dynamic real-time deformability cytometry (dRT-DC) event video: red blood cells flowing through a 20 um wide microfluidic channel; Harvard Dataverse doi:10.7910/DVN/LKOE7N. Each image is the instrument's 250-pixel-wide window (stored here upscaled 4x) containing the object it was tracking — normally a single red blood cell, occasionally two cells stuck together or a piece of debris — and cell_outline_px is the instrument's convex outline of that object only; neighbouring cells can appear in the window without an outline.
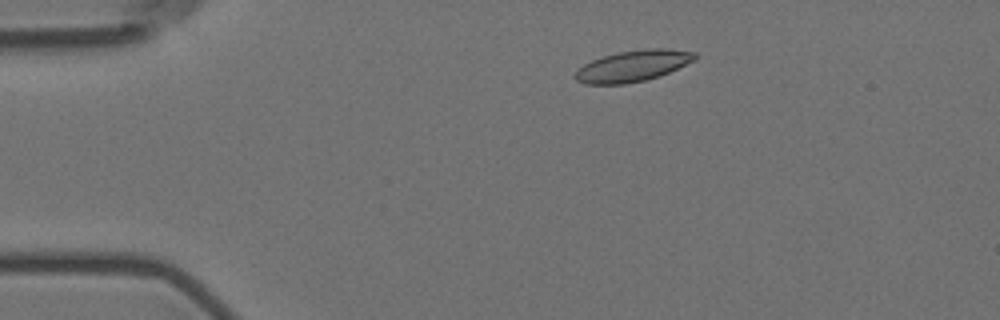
{"species": "Egyptian fruit bat (a non-hibernating species)", "species_latin": "Rousettus aegyptiacus", "temperature_condition": "room temperature", "stored_images_in_passage": 54, "camera_frame_rate_fps": 3000, "um_per_image_px": 0.085, "animal": {"sex": "female"}, "frame": {"image": 1, "passage_image": 8, "time_ms": 2.333, "image_size_px": [1000, 320], "cell_outline_px": [[696, 60], [668, 72], [644, 80], [624, 84], [584, 84], [576, 80], [572, 76], [584, 64], [592, 60], [604, 56], [620, 52], [648, 48], [668, 48], [696, 52]], "centroid_in_image_um": [53.79, 5.6], "position_along_channel_um": 31.2, "area_um2": 21.56}}
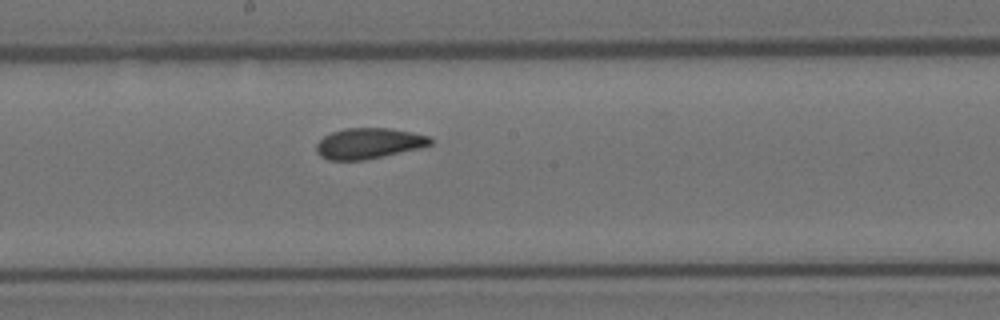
{"frame": {"image": 2, "passage_image": 28, "time_ms": 9.0, "image_size_px": [1000, 320], "cell_outline_px": [[432, 144], [420, 148], [364, 160], [328, 160], [320, 156], [316, 152], [316, 144], [324, 136], [332, 132], [344, 128], [388, 128], [412, 132], [428, 136], [432, 140]], "centroid_in_image_um": [31.32, 12.19], "position_along_channel_um": 216.9, "area_um2": 20.35}}
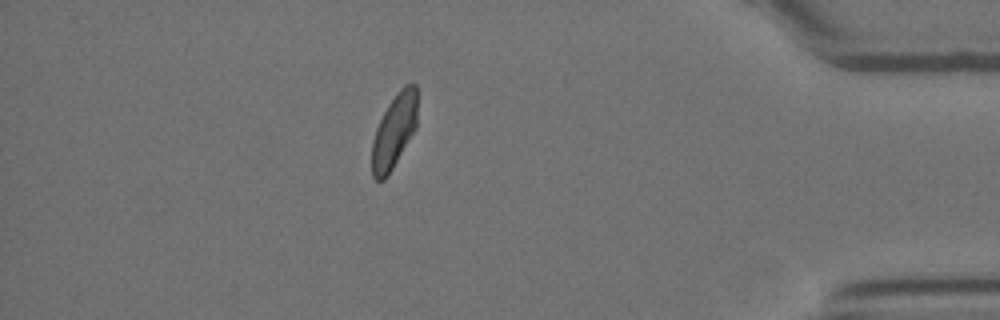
{"frame": {"image": 3, "passage_image": 47, "time_ms": 15.333, "image_size_px": [1000, 320], "cell_outline_px": [[416, 128], [388, 176], [384, 180], [376, 180], [372, 176], [372, 140], [376, 128], [388, 104], [396, 92], [404, 84], [416, 84]], "centroid_in_image_um": [33.49, 11.15], "position_along_channel_um": 401.7, "area_um2": 19.48}, "authors_computed_cell_mechanics": {"area_um2": 20.7502, "velocity_mm_per_s": 3.5648, "shape_relaxation_time_tau1_ms": 9.7027, "shape_relaxation_time_tau2_ms": 2.0799, "deformation_change_tau1": 0.1802, "deformation_change_tau2": 0.0676}}